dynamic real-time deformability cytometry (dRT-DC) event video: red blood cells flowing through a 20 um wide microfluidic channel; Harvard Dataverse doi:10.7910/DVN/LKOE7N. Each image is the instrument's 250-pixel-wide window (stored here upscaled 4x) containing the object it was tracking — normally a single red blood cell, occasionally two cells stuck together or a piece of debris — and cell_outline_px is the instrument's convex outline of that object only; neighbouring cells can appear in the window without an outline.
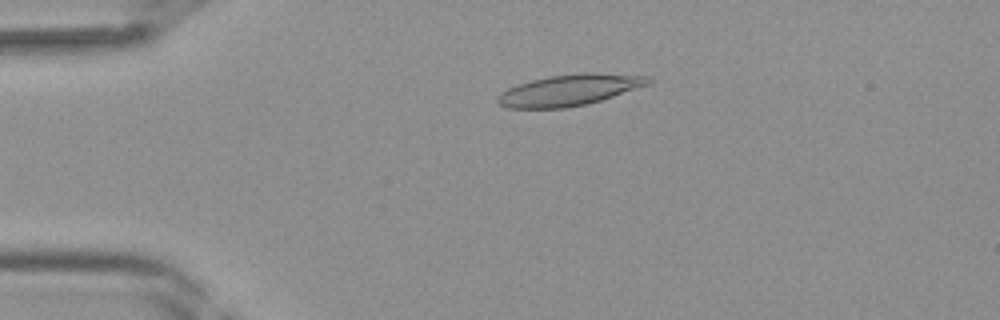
{"species": "Egyptian fruit bat (a non-hibernating species)", "species_latin": "Rousettus aegyptiacus", "temperature_condition": "room temperature", "stored_images_in_passage": 41, "camera_frame_rate_fps": 3000, "um_per_image_px": 0.085, "frame": {"image": 1, "passage_image": 9, "time_ms": 2.667, "image_size_px": [1000, 320], "cell_outline_px": [[652, 84], [588, 104], [564, 108], [508, 108], [500, 104], [496, 100], [496, 96], [500, 92], [516, 84], [532, 80], [552, 76], [584, 72], [596, 72], [648, 76], [652, 80]], "centroid_in_image_um": [48.42, 7.65], "position_along_channel_um": 36.6, "area_um2": 27.57}}
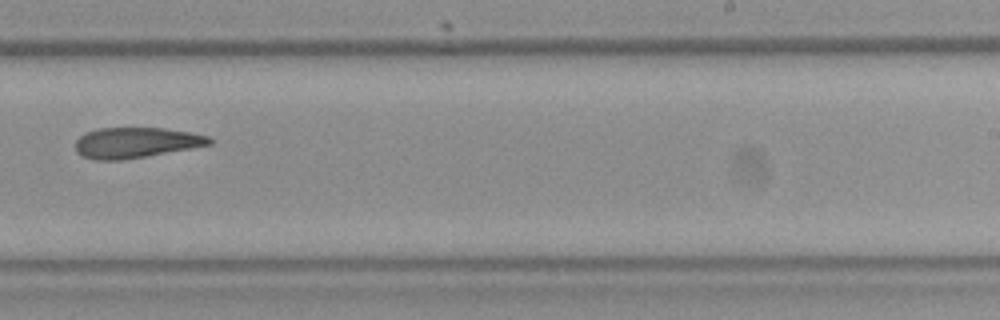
{"frame": {"image": 2, "passage_image": 26, "time_ms": 8.333, "image_size_px": [1000, 320], "cell_outline_px": [[212, 144], [192, 148], [148, 156], [120, 160], [92, 160], [76, 152], [76, 140], [84, 132], [96, 128], [164, 128], [188, 132], [208, 136], [212, 140]], "centroid_in_image_um": [11.52, 12.12], "position_along_channel_um": 277.5, "area_um2": 23.87}}
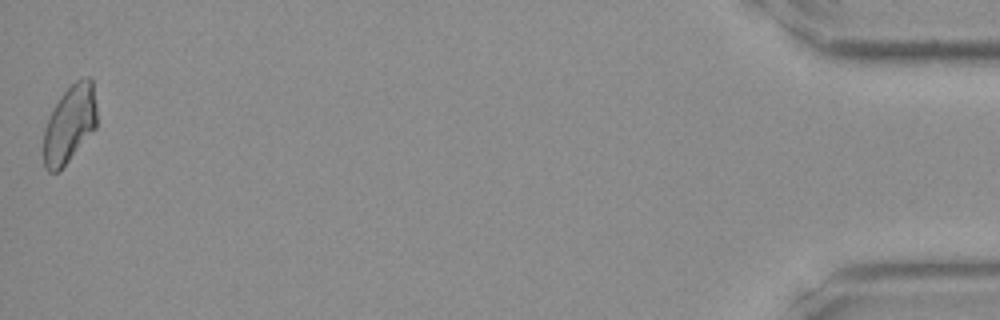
{"frame": {"image": 3, "passage_image": 41, "time_ms": 13.333, "image_size_px": [1000, 320], "cell_outline_px": [[96, 128], [68, 160], [56, 172], [48, 172], [44, 168], [44, 128], [60, 96], [76, 80], [88, 76], [92, 76], [96, 104]], "centroid_in_image_um": [5.93, 10.51], "position_along_channel_um": 429.3, "area_um2": 23.7}}